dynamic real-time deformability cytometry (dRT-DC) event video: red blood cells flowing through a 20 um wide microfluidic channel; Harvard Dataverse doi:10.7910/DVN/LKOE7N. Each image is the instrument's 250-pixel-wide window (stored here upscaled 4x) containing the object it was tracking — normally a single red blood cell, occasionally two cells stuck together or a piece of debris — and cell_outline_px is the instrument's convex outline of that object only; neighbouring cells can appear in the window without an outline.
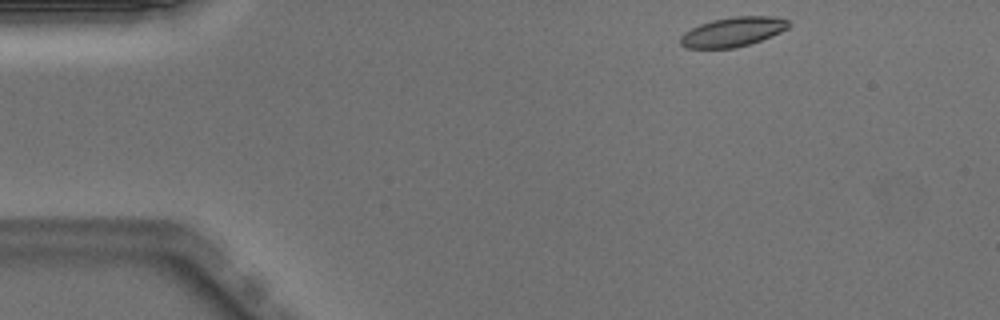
{"species": "Egyptian fruit bat (a non-hibernating species)", "species_latin": "Rousettus aegyptiacus", "temperature_condition": "warm", "stored_images_in_passage": 44, "camera_frame_rate_fps": 3000, "um_per_image_px": 0.085, "animal": {"sex": "male"}, "frame": {"image": 1, "passage_image": 1, "time_ms": 0.0, "image_size_px": [1000, 320], "cell_outline_px": [[792, 24], [788, 28], [772, 36], [736, 48], [684, 48], [680, 44], [680, 36], [684, 32], [700, 24], [712, 20], [736, 16], [772, 16], [788, 20]], "centroid_in_image_um": [62.29, 2.71], "position_along_channel_um": 22.7, "area_um2": 18.61}}
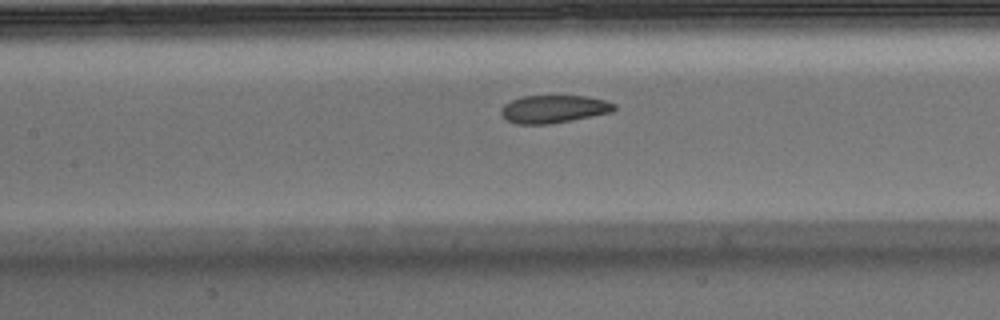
{"frame": {"image": 2, "passage_image": 17, "time_ms": 5.333, "image_size_px": [1000, 320], "cell_outline_px": [[616, 108], [612, 112], [552, 124], [516, 124], [508, 120], [500, 112], [500, 108], [504, 104], [520, 96], [588, 96], [604, 100], [616, 104]], "centroid_in_image_um": [47.07, 9.27], "position_along_channel_um": 160.3, "area_um2": 18.38}}
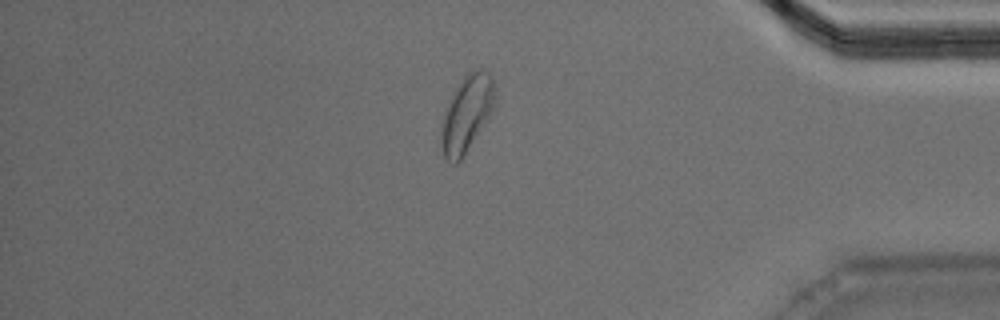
{"frame": {"image": 3, "passage_image": 37, "time_ms": 12.0, "image_size_px": [1000, 320], "cell_outline_px": [[492, 112], [460, 160], [456, 164], [452, 164], [444, 156], [440, 144], [440, 124], [456, 88], [464, 76], [468, 72], [480, 68], [484, 68], [492, 76]], "centroid_in_image_um": [39.62, 9.69], "position_along_channel_um": 395.6, "area_um2": 23.12}, "authors_computed_cell_mechanics": {"area_um2": 19.2185, "velocity_mm_per_s": 3.9777, "shape_relaxation_time_tau1_ms": 6.6825, "shape_relaxation_time_tau2_ms": 1.6301, "deformation_change_tau1": 0.1464, "deformation_change_tau2": 0.0652}}